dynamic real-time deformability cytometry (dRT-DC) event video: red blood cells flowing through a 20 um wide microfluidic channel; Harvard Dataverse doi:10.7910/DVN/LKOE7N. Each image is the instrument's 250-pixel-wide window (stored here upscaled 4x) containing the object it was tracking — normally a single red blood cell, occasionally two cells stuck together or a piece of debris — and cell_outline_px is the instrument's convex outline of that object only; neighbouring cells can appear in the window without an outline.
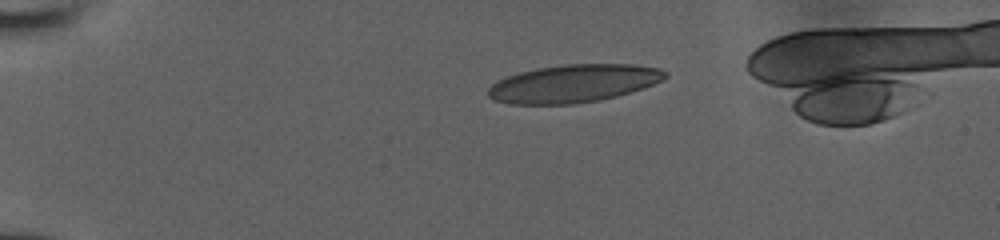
{"species": "human", "species_latin": "Homo sapiens", "temperature_condition": "room temperature", "stored_images_in_passage": 48, "camera_frame_rate_fps": 3000, "um_per_image_px": 0.085, "donor": {"sex": "male"}, "frame": {"image": 1, "passage_image": 1, "time_ms": 0.0, "image_size_px": [1000, 240], "cell_outline_px": [[668, 76], [664, 80], [616, 96], [600, 100], [572, 104], [508, 104], [496, 100], [488, 96], [488, 88], [496, 80], [520, 72], [540, 68], [564, 64], [632, 64], [660, 68], [668, 72]], "centroid_in_image_um": [48.75, 7.09], "position_along_channel_um": 36.2, "area_um2": 38.9}}
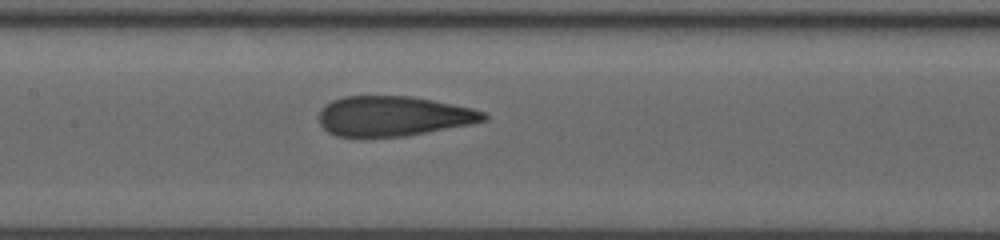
{"frame": {"image": 2, "passage_image": 22, "time_ms": 5.333, "image_size_px": [1000, 240], "cell_outline_px": [[488, 120], [472, 124], [408, 136], [364, 140], [336, 136], [328, 132], [320, 124], [320, 108], [324, 104], [332, 100], [344, 96], [412, 96], [472, 108], [484, 112], [488, 116]], "centroid_in_image_um": [33.39, 9.91], "position_along_channel_um": 174.0, "area_um2": 39.48}}
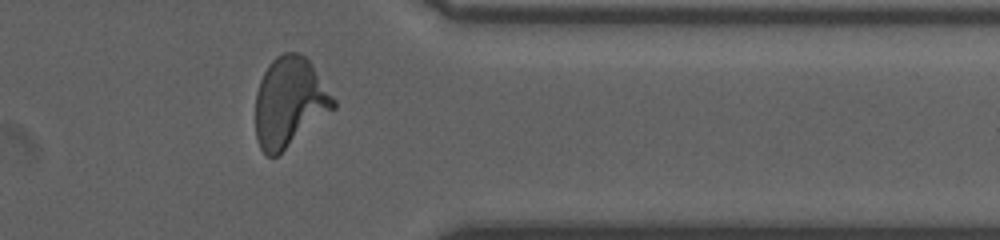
{"frame": {"image": 3, "passage_image": 40, "time_ms": 11.0, "image_size_px": [1000, 240], "cell_outline_px": [[336, 108], [276, 156], [268, 156], [260, 148], [256, 140], [256, 92], [260, 80], [268, 64], [276, 56], [284, 52], [296, 52], [304, 56], [312, 64], [336, 100]], "centroid_in_image_um": [24.61, 8.67], "position_along_channel_um": 386.8, "area_um2": 40.63}, "authors_computed_cell_mechanics": {"area_um2": 39.0728, "velocity_mm_per_s": 3.8771, "shape_relaxation_time_tau1_ms": 5.921, "shape_relaxation_time_tau2_ms": 0.9694, "deformation_change_tau1": 0.2268, "deformation_change_tau2": 0.0873}}